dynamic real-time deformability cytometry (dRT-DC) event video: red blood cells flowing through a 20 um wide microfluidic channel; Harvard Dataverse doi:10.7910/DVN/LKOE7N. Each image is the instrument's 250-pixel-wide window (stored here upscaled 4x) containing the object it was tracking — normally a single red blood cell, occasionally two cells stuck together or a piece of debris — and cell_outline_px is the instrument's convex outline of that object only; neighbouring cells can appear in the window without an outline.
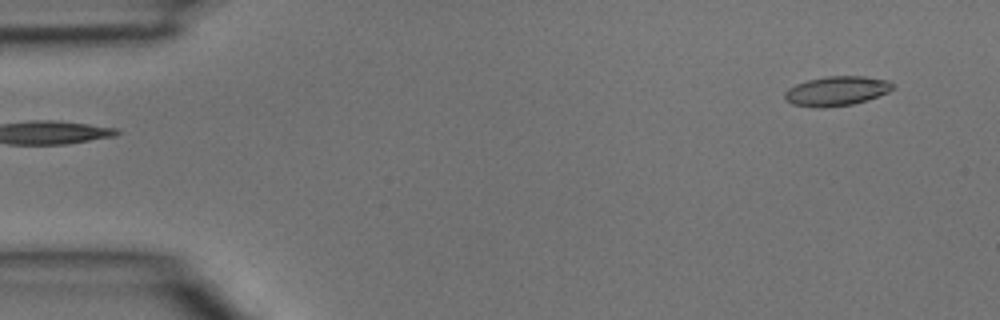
{"species": "common noctule bat (a hibernating species)", "species_latin": "Nyctalus noctula", "temperature_condition": "room temperature", "stored_images_in_passage": 4, "camera_frame_rate_fps": 3000, "um_per_image_px": 0.085, "animal": {"sex": "male", "body_mass_g": 15.6}, "frame": {"image": 1, "passage_image": 1, "time_ms": 0.0, "image_size_px": [1000, 320], "cell_outline_px": [[892, 88], [888, 92], [852, 104], [820, 108], [792, 104], [784, 96], [784, 92], [788, 88], [796, 84], [808, 80], [828, 76], [864, 76], [888, 80], [892, 84]], "centroid_in_image_um": [71.08, 7.72], "position_along_channel_um": 13.9, "area_um2": 18.21}}
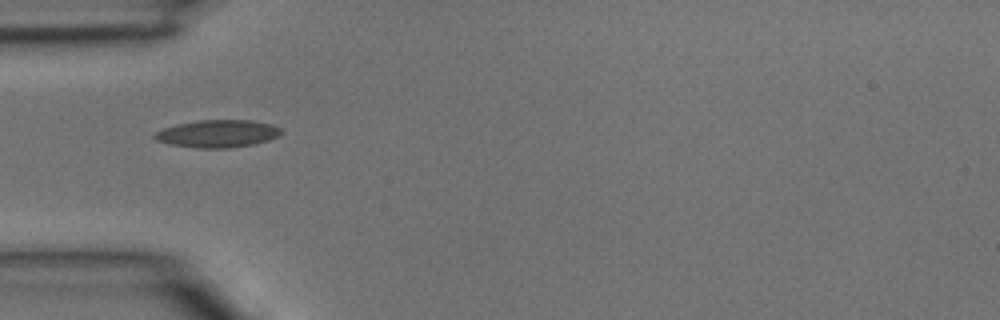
{"frame": {"image": 2, "passage_image": 4, "time_ms": 1.0, "image_size_px": [1000, 320], "cell_outline_px": [[284, 132], [280, 136], [268, 140], [252, 144], [228, 148], [196, 148], [168, 144], [156, 140], [152, 136], [156, 132], [164, 128], [176, 124], [200, 120], [252, 120], [272, 124], [280, 128]], "centroid_in_image_um": [18.51, 11.36], "position_along_channel_um": 66.5, "area_um2": 20.4}}